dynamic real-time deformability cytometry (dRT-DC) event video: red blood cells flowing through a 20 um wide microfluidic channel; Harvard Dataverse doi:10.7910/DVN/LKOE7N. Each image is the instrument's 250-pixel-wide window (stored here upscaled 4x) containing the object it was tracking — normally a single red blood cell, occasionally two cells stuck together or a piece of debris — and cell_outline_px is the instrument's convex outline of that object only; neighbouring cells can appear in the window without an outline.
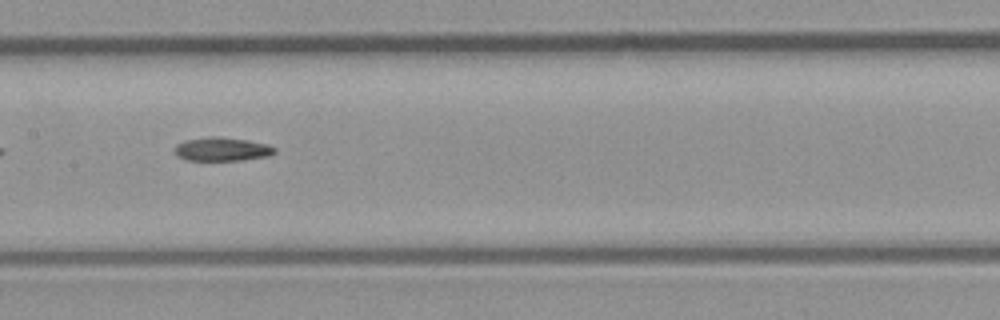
{"species": "common noctule bat (a hibernating species)", "species_latin": "Nyctalus noctula", "temperature_condition": "room temperature", "stored_images_in_passage": 36, "camera_frame_rate_fps": 3000, "um_per_image_px": 0.085, "animal": {"sex": "male", "body_mass_g": 23.1, "forearm_length_mm": 52.7}, "frame": {"image": 1, "passage_image": 11, "time_ms": 3.333, "image_size_px": [1000, 320], "cell_outline_px": [[276, 152], [268, 156], [240, 160], [188, 160], [176, 156], [176, 144], [188, 140], [212, 136], [248, 140], [268, 144], [276, 148]], "centroid_in_image_um": [18.91, 12.68], "position_along_channel_um": 188.5, "area_um2": 13.58}}